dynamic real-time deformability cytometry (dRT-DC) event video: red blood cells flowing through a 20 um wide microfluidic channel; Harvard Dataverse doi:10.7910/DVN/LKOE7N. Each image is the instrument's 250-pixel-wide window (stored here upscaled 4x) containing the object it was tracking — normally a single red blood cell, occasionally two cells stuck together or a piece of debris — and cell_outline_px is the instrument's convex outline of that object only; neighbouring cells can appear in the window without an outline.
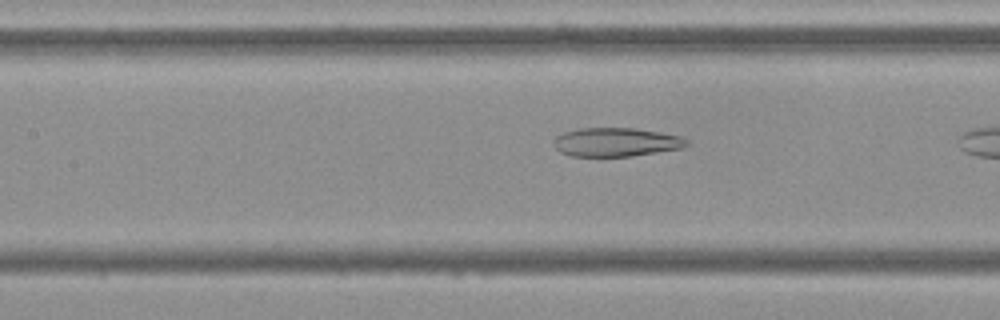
{"species": "Egyptian fruit bat (a non-hibernating species)", "species_latin": "Rousettus aegyptiacus", "temperature_condition": "cold", "stored_images_in_passage": 8, "camera_frame_rate_fps": 3000, "um_per_image_px": 0.085, "frame": {"image": 1, "passage_image": 7, "time_ms": 2.0, "image_size_px": [1000, 320], "cell_outline_px": [[688, 144], [680, 148], [632, 156], [572, 156], [560, 152], [552, 144], [552, 140], [556, 136], [564, 132], [580, 128], [636, 128], [680, 136], [688, 140]], "centroid_in_image_um": [52.31, 12.08], "position_along_channel_um": 155.1, "area_um2": 22.2}}